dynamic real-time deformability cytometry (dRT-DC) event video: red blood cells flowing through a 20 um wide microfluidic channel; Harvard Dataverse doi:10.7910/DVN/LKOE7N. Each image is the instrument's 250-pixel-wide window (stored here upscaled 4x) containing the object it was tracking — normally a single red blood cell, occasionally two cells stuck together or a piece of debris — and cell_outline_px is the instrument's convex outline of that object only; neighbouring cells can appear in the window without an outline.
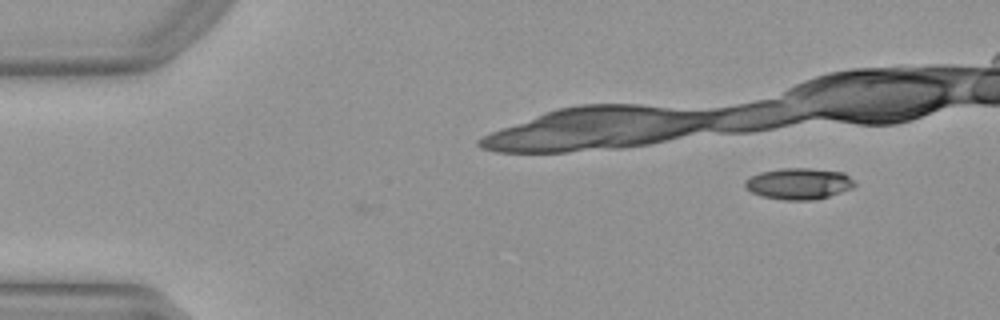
{"species": "Egyptian fruit bat (a non-hibernating species)", "species_latin": "Rousettus aegyptiacus", "temperature_condition": "warm", "stored_images_in_passage": 2, "camera_frame_rate_fps": 3000, "um_per_image_px": 0.085, "animal": {"sex": "female"}, "frame": {"image": 1, "passage_image": 2, "time_ms": 0.333, "image_size_px": [1000, 320], "cell_outline_px": [[856, 184], [852, 188], [828, 196], [812, 200], [784, 200], [764, 196], [752, 192], [744, 184], [744, 180], [760, 172], [780, 168], [812, 168], [844, 172]], "centroid_in_image_um": [67.9, 15.6], "position_along_channel_um": 17.1, "area_um2": 19.83}}